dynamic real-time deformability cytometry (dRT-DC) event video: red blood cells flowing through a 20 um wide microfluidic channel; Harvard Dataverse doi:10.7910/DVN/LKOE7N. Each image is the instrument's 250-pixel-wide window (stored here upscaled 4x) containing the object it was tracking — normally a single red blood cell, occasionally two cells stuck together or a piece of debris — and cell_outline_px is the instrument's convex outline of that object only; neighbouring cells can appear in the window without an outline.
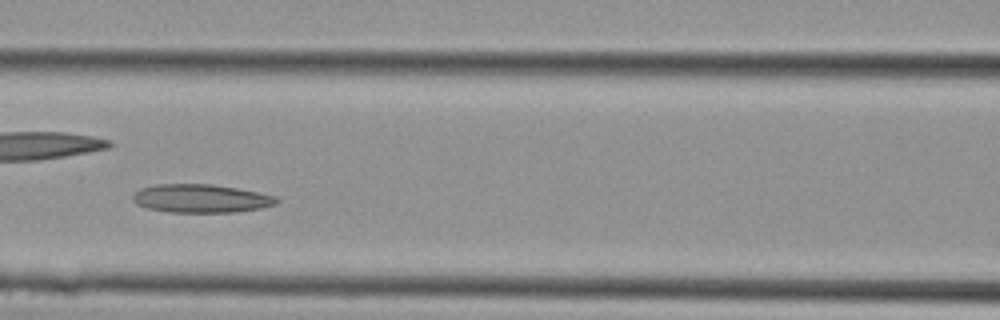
{"species": "Egyptian fruit bat (a non-hibernating species)", "species_latin": "Rousettus aegyptiacus", "temperature_condition": "cold", "stored_images_in_passage": 13, "camera_frame_rate_fps": 3000, "um_per_image_px": 0.085, "animal": {"sex": "female"}, "frame": {"image": 1, "passage_image": 8, "time_ms": 2.333, "image_size_px": [1000, 320], "cell_outline_px": [[280, 200], [276, 204], [260, 208], [236, 212], [168, 212], [148, 208], [136, 204], [132, 200], [132, 196], [140, 188], [156, 184], [212, 184], [236, 188], [276, 196]], "centroid_in_image_um": [17.06, 16.87], "position_along_channel_um": 149.5, "area_um2": 23.76}}
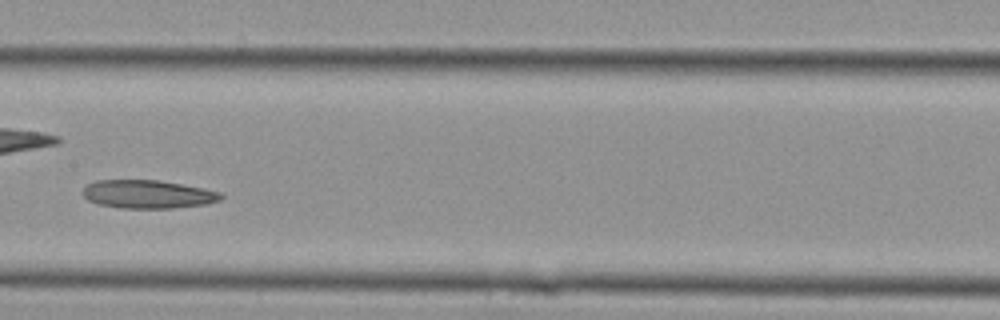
{"frame": {"image": 2, "passage_image": 10, "time_ms": 3.0, "image_size_px": [1000, 320], "cell_outline_px": [[224, 196], [220, 200], [208, 204], [172, 208], [120, 208], [100, 204], [88, 200], [80, 192], [88, 184], [96, 180], [156, 180], [204, 188], [220, 192]], "centroid_in_image_um": [12.57, 16.51], "position_along_channel_um": 194.8, "area_um2": 22.77}}